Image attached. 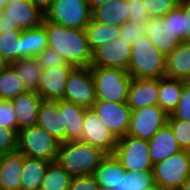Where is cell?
Here are the masks:
<instances>
[{
    "instance_id": "obj_1",
    "label": "cell",
    "mask_w": 190,
    "mask_h": 190,
    "mask_svg": "<svg viewBox=\"0 0 190 190\" xmlns=\"http://www.w3.org/2000/svg\"><path fill=\"white\" fill-rule=\"evenodd\" d=\"M42 25L47 33L48 47L74 67H90L92 51L85 30L67 28L45 18Z\"/></svg>"
},
{
    "instance_id": "obj_2",
    "label": "cell",
    "mask_w": 190,
    "mask_h": 190,
    "mask_svg": "<svg viewBox=\"0 0 190 190\" xmlns=\"http://www.w3.org/2000/svg\"><path fill=\"white\" fill-rule=\"evenodd\" d=\"M107 154L80 140L60 143L57 162L74 176L92 175Z\"/></svg>"
},
{
    "instance_id": "obj_3",
    "label": "cell",
    "mask_w": 190,
    "mask_h": 190,
    "mask_svg": "<svg viewBox=\"0 0 190 190\" xmlns=\"http://www.w3.org/2000/svg\"><path fill=\"white\" fill-rule=\"evenodd\" d=\"M166 56L145 35L132 44L127 72L132 78H160L165 76Z\"/></svg>"
},
{
    "instance_id": "obj_4",
    "label": "cell",
    "mask_w": 190,
    "mask_h": 190,
    "mask_svg": "<svg viewBox=\"0 0 190 190\" xmlns=\"http://www.w3.org/2000/svg\"><path fill=\"white\" fill-rule=\"evenodd\" d=\"M95 84L96 100L127 103L132 77L119 68L90 67Z\"/></svg>"
},
{
    "instance_id": "obj_5",
    "label": "cell",
    "mask_w": 190,
    "mask_h": 190,
    "mask_svg": "<svg viewBox=\"0 0 190 190\" xmlns=\"http://www.w3.org/2000/svg\"><path fill=\"white\" fill-rule=\"evenodd\" d=\"M60 142L36 125L18 131L17 151L26 157L57 161Z\"/></svg>"
},
{
    "instance_id": "obj_6",
    "label": "cell",
    "mask_w": 190,
    "mask_h": 190,
    "mask_svg": "<svg viewBox=\"0 0 190 190\" xmlns=\"http://www.w3.org/2000/svg\"><path fill=\"white\" fill-rule=\"evenodd\" d=\"M153 174L160 190H180L190 175V151L181 150L153 165Z\"/></svg>"
},
{
    "instance_id": "obj_7",
    "label": "cell",
    "mask_w": 190,
    "mask_h": 190,
    "mask_svg": "<svg viewBox=\"0 0 190 190\" xmlns=\"http://www.w3.org/2000/svg\"><path fill=\"white\" fill-rule=\"evenodd\" d=\"M92 18L87 0H53L45 12L47 21L71 29L85 30Z\"/></svg>"
},
{
    "instance_id": "obj_8",
    "label": "cell",
    "mask_w": 190,
    "mask_h": 190,
    "mask_svg": "<svg viewBox=\"0 0 190 190\" xmlns=\"http://www.w3.org/2000/svg\"><path fill=\"white\" fill-rule=\"evenodd\" d=\"M113 154L126 171L144 172L153 169L147 140L125 135L118 139Z\"/></svg>"
},
{
    "instance_id": "obj_9",
    "label": "cell",
    "mask_w": 190,
    "mask_h": 190,
    "mask_svg": "<svg viewBox=\"0 0 190 190\" xmlns=\"http://www.w3.org/2000/svg\"><path fill=\"white\" fill-rule=\"evenodd\" d=\"M64 100L91 108L96 101L95 84L90 67H74L66 80Z\"/></svg>"
},
{
    "instance_id": "obj_10",
    "label": "cell",
    "mask_w": 190,
    "mask_h": 190,
    "mask_svg": "<svg viewBox=\"0 0 190 190\" xmlns=\"http://www.w3.org/2000/svg\"><path fill=\"white\" fill-rule=\"evenodd\" d=\"M168 116L158 105L133 110L127 135L148 141L167 123Z\"/></svg>"
},
{
    "instance_id": "obj_11",
    "label": "cell",
    "mask_w": 190,
    "mask_h": 190,
    "mask_svg": "<svg viewBox=\"0 0 190 190\" xmlns=\"http://www.w3.org/2000/svg\"><path fill=\"white\" fill-rule=\"evenodd\" d=\"M91 110L117 139L127 135L132 113L127 103L96 100Z\"/></svg>"
},
{
    "instance_id": "obj_12",
    "label": "cell",
    "mask_w": 190,
    "mask_h": 190,
    "mask_svg": "<svg viewBox=\"0 0 190 190\" xmlns=\"http://www.w3.org/2000/svg\"><path fill=\"white\" fill-rule=\"evenodd\" d=\"M132 45L117 38L92 51L90 67L119 68L128 70Z\"/></svg>"
},
{
    "instance_id": "obj_13",
    "label": "cell",
    "mask_w": 190,
    "mask_h": 190,
    "mask_svg": "<svg viewBox=\"0 0 190 190\" xmlns=\"http://www.w3.org/2000/svg\"><path fill=\"white\" fill-rule=\"evenodd\" d=\"M80 141L101 149L106 154H113L118 139L100 121L99 117L88 108L85 111L83 131Z\"/></svg>"
},
{
    "instance_id": "obj_14",
    "label": "cell",
    "mask_w": 190,
    "mask_h": 190,
    "mask_svg": "<svg viewBox=\"0 0 190 190\" xmlns=\"http://www.w3.org/2000/svg\"><path fill=\"white\" fill-rule=\"evenodd\" d=\"M73 68L72 64L66 63L42 69L37 94L43 100H64L66 80Z\"/></svg>"
},
{
    "instance_id": "obj_15",
    "label": "cell",
    "mask_w": 190,
    "mask_h": 190,
    "mask_svg": "<svg viewBox=\"0 0 190 190\" xmlns=\"http://www.w3.org/2000/svg\"><path fill=\"white\" fill-rule=\"evenodd\" d=\"M146 26V36L165 56L171 53L183 42L171 28L170 19H164L163 17H150Z\"/></svg>"
},
{
    "instance_id": "obj_16",
    "label": "cell",
    "mask_w": 190,
    "mask_h": 190,
    "mask_svg": "<svg viewBox=\"0 0 190 190\" xmlns=\"http://www.w3.org/2000/svg\"><path fill=\"white\" fill-rule=\"evenodd\" d=\"M158 96L159 78H132L127 105L132 111L150 105H158Z\"/></svg>"
},
{
    "instance_id": "obj_17",
    "label": "cell",
    "mask_w": 190,
    "mask_h": 190,
    "mask_svg": "<svg viewBox=\"0 0 190 190\" xmlns=\"http://www.w3.org/2000/svg\"><path fill=\"white\" fill-rule=\"evenodd\" d=\"M3 11L6 13V17L22 30L39 27L45 18V13L29 0L11 1L7 3Z\"/></svg>"
},
{
    "instance_id": "obj_18",
    "label": "cell",
    "mask_w": 190,
    "mask_h": 190,
    "mask_svg": "<svg viewBox=\"0 0 190 190\" xmlns=\"http://www.w3.org/2000/svg\"><path fill=\"white\" fill-rule=\"evenodd\" d=\"M37 125L44 128L58 142H66V126L59 107V100H42Z\"/></svg>"
},
{
    "instance_id": "obj_19",
    "label": "cell",
    "mask_w": 190,
    "mask_h": 190,
    "mask_svg": "<svg viewBox=\"0 0 190 190\" xmlns=\"http://www.w3.org/2000/svg\"><path fill=\"white\" fill-rule=\"evenodd\" d=\"M149 156L154 165L181 151L168 123L162 126L149 140Z\"/></svg>"
},
{
    "instance_id": "obj_20",
    "label": "cell",
    "mask_w": 190,
    "mask_h": 190,
    "mask_svg": "<svg viewBox=\"0 0 190 190\" xmlns=\"http://www.w3.org/2000/svg\"><path fill=\"white\" fill-rule=\"evenodd\" d=\"M42 98L35 92H25L11 99L17 117V133L20 129L37 124Z\"/></svg>"
},
{
    "instance_id": "obj_21",
    "label": "cell",
    "mask_w": 190,
    "mask_h": 190,
    "mask_svg": "<svg viewBox=\"0 0 190 190\" xmlns=\"http://www.w3.org/2000/svg\"><path fill=\"white\" fill-rule=\"evenodd\" d=\"M126 170L114 154H107L95 169L92 176L102 190H120L122 176Z\"/></svg>"
},
{
    "instance_id": "obj_22",
    "label": "cell",
    "mask_w": 190,
    "mask_h": 190,
    "mask_svg": "<svg viewBox=\"0 0 190 190\" xmlns=\"http://www.w3.org/2000/svg\"><path fill=\"white\" fill-rule=\"evenodd\" d=\"M24 155L18 151L0 156V190H20Z\"/></svg>"
},
{
    "instance_id": "obj_23",
    "label": "cell",
    "mask_w": 190,
    "mask_h": 190,
    "mask_svg": "<svg viewBox=\"0 0 190 190\" xmlns=\"http://www.w3.org/2000/svg\"><path fill=\"white\" fill-rule=\"evenodd\" d=\"M165 76L183 81L190 80V41H183L166 56Z\"/></svg>"
},
{
    "instance_id": "obj_24",
    "label": "cell",
    "mask_w": 190,
    "mask_h": 190,
    "mask_svg": "<svg viewBox=\"0 0 190 190\" xmlns=\"http://www.w3.org/2000/svg\"><path fill=\"white\" fill-rule=\"evenodd\" d=\"M59 107L66 126V142L80 140L88 108L65 100H59Z\"/></svg>"
},
{
    "instance_id": "obj_25",
    "label": "cell",
    "mask_w": 190,
    "mask_h": 190,
    "mask_svg": "<svg viewBox=\"0 0 190 190\" xmlns=\"http://www.w3.org/2000/svg\"><path fill=\"white\" fill-rule=\"evenodd\" d=\"M92 18L102 23L121 27L129 21L128 3L126 0H112L92 11Z\"/></svg>"
},
{
    "instance_id": "obj_26",
    "label": "cell",
    "mask_w": 190,
    "mask_h": 190,
    "mask_svg": "<svg viewBox=\"0 0 190 190\" xmlns=\"http://www.w3.org/2000/svg\"><path fill=\"white\" fill-rule=\"evenodd\" d=\"M9 66L14 70L21 83H23L27 92L37 93L42 68L37 63L35 57L21 58L9 64Z\"/></svg>"
},
{
    "instance_id": "obj_27",
    "label": "cell",
    "mask_w": 190,
    "mask_h": 190,
    "mask_svg": "<svg viewBox=\"0 0 190 190\" xmlns=\"http://www.w3.org/2000/svg\"><path fill=\"white\" fill-rule=\"evenodd\" d=\"M49 161L24 156L20 190H40Z\"/></svg>"
},
{
    "instance_id": "obj_28",
    "label": "cell",
    "mask_w": 190,
    "mask_h": 190,
    "mask_svg": "<svg viewBox=\"0 0 190 190\" xmlns=\"http://www.w3.org/2000/svg\"><path fill=\"white\" fill-rule=\"evenodd\" d=\"M183 80L169 78L167 76L159 78L158 106L168 115L176 108L182 95Z\"/></svg>"
},
{
    "instance_id": "obj_29",
    "label": "cell",
    "mask_w": 190,
    "mask_h": 190,
    "mask_svg": "<svg viewBox=\"0 0 190 190\" xmlns=\"http://www.w3.org/2000/svg\"><path fill=\"white\" fill-rule=\"evenodd\" d=\"M88 45L91 51L98 46L120 38L121 27L108 25L91 18L89 24L85 27Z\"/></svg>"
},
{
    "instance_id": "obj_30",
    "label": "cell",
    "mask_w": 190,
    "mask_h": 190,
    "mask_svg": "<svg viewBox=\"0 0 190 190\" xmlns=\"http://www.w3.org/2000/svg\"><path fill=\"white\" fill-rule=\"evenodd\" d=\"M47 47V33L43 25L22 31L21 58L35 57Z\"/></svg>"
},
{
    "instance_id": "obj_31",
    "label": "cell",
    "mask_w": 190,
    "mask_h": 190,
    "mask_svg": "<svg viewBox=\"0 0 190 190\" xmlns=\"http://www.w3.org/2000/svg\"><path fill=\"white\" fill-rule=\"evenodd\" d=\"M163 18L170 19L171 28L182 41H190V0H180Z\"/></svg>"
},
{
    "instance_id": "obj_32",
    "label": "cell",
    "mask_w": 190,
    "mask_h": 190,
    "mask_svg": "<svg viewBox=\"0 0 190 190\" xmlns=\"http://www.w3.org/2000/svg\"><path fill=\"white\" fill-rule=\"evenodd\" d=\"M71 180L72 176L57 161H53L46 169L40 190H68Z\"/></svg>"
},
{
    "instance_id": "obj_33",
    "label": "cell",
    "mask_w": 190,
    "mask_h": 190,
    "mask_svg": "<svg viewBox=\"0 0 190 190\" xmlns=\"http://www.w3.org/2000/svg\"><path fill=\"white\" fill-rule=\"evenodd\" d=\"M21 33L22 31L0 33V58L7 65L21 59Z\"/></svg>"
},
{
    "instance_id": "obj_34",
    "label": "cell",
    "mask_w": 190,
    "mask_h": 190,
    "mask_svg": "<svg viewBox=\"0 0 190 190\" xmlns=\"http://www.w3.org/2000/svg\"><path fill=\"white\" fill-rule=\"evenodd\" d=\"M25 87L14 70L8 65L0 73V100H11L25 93Z\"/></svg>"
},
{
    "instance_id": "obj_35",
    "label": "cell",
    "mask_w": 190,
    "mask_h": 190,
    "mask_svg": "<svg viewBox=\"0 0 190 190\" xmlns=\"http://www.w3.org/2000/svg\"><path fill=\"white\" fill-rule=\"evenodd\" d=\"M157 188L153 170L144 172L126 171L122 176L120 190H154Z\"/></svg>"
},
{
    "instance_id": "obj_36",
    "label": "cell",
    "mask_w": 190,
    "mask_h": 190,
    "mask_svg": "<svg viewBox=\"0 0 190 190\" xmlns=\"http://www.w3.org/2000/svg\"><path fill=\"white\" fill-rule=\"evenodd\" d=\"M167 120H182L190 122V81H183L182 95L176 108Z\"/></svg>"
},
{
    "instance_id": "obj_37",
    "label": "cell",
    "mask_w": 190,
    "mask_h": 190,
    "mask_svg": "<svg viewBox=\"0 0 190 190\" xmlns=\"http://www.w3.org/2000/svg\"><path fill=\"white\" fill-rule=\"evenodd\" d=\"M149 17H164L174 10L180 0H142Z\"/></svg>"
},
{
    "instance_id": "obj_38",
    "label": "cell",
    "mask_w": 190,
    "mask_h": 190,
    "mask_svg": "<svg viewBox=\"0 0 190 190\" xmlns=\"http://www.w3.org/2000/svg\"><path fill=\"white\" fill-rule=\"evenodd\" d=\"M173 135L182 150L190 151V122L182 120H167Z\"/></svg>"
},
{
    "instance_id": "obj_39",
    "label": "cell",
    "mask_w": 190,
    "mask_h": 190,
    "mask_svg": "<svg viewBox=\"0 0 190 190\" xmlns=\"http://www.w3.org/2000/svg\"><path fill=\"white\" fill-rule=\"evenodd\" d=\"M147 33L146 24H139L137 22H126L121 26L120 39L125 40L128 44H133L140 37L145 36Z\"/></svg>"
},
{
    "instance_id": "obj_40",
    "label": "cell",
    "mask_w": 190,
    "mask_h": 190,
    "mask_svg": "<svg viewBox=\"0 0 190 190\" xmlns=\"http://www.w3.org/2000/svg\"><path fill=\"white\" fill-rule=\"evenodd\" d=\"M0 127L17 132V117L10 100H0Z\"/></svg>"
},
{
    "instance_id": "obj_41",
    "label": "cell",
    "mask_w": 190,
    "mask_h": 190,
    "mask_svg": "<svg viewBox=\"0 0 190 190\" xmlns=\"http://www.w3.org/2000/svg\"><path fill=\"white\" fill-rule=\"evenodd\" d=\"M18 133L15 130L0 127V156L17 151Z\"/></svg>"
},
{
    "instance_id": "obj_42",
    "label": "cell",
    "mask_w": 190,
    "mask_h": 190,
    "mask_svg": "<svg viewBox=\"0 0 190 190\" xmlns=\"http://www.w3.org/2000/svg\"><path fill=\"white\" fill-rule=\"evenodd\" d=\"M37 63L42 69L64 65L67 62L54 49L47 47L43 52L35 56Z\"/></svg>"
},
{
    "instance_id": "obj_43",
    "label": "cell",
    "mask_w": 190,
    "mask_h": 190,
    "mask_svg": "<svg viewBox=\"0 0 190 190\" xmlns=\"http://www.w3.org/2000/svg\"><path fill=\"white\" fill-rule=\"evenodd\" d=\"M128 3V14L130 22L146 24L150 17L142 0H126Z\"/></svg>"
},
{
    "instance_id": "obj_44",
    "label": "cell",
    "mask_w": 190,
    "mask_h": 190,
    "mask_svg": "<svg viewBox=\"0 0 190 190\" xmlns=\"http://www.w3.org/2000/svg\"><path fill=\"white\" fill-rule=\"evenodd\" d=\"M68 190H102L92 175L72 177Z\"/></svg>"
},
{
    "instance_id": "obj_45",
    "label": "cell",
    "mask_w": 190,
    "mask_h": 190,
    "mask_svg": "<svg viewBox=\"0 0 190 190\" xmlns=\"http://www.w3.org/2000/svg\"><path fill=\"white\" fill-rule=\"evenodd\" d=\"M4 11L0 12V33H6L10 31H23L16 23H13L8 17H6Z\"/></svg>"
},
{
    "instance_id": "obj_46",
    "label": "cell",
    "mask_w": 190,
    "mask_h": 190,
    "mask_svg": "<svg viewBox=\"0 0 190 190\" xmlns=\"http://www.w3.org/2000/svg\"><path fill=\"white\" fill-rule=\"evenodd\" d=\"M34 6L45 13L51 6L53 0H29Z\"/></svg>"
},
{
    "instance_id": "obj_47",
    "label": "cell",
    "mask_w": 190,
    "mask_h": 190,
    "mask_svg": "<svg viewBox=\"0 0 190 190\" xmlns=\"http://www.w3.org/2000/svg\"><path fill=\"white\" fill-rule=\"evenodd\" d=\"M87 1H88L91 11H93L95 8L105 5L111 2L112 0H87Z\"/></svg>"
},
{
    "instance_id": "obj_48",
    "label": "cell",
    "mask_w": 190,
    "mask_h": 190,
    "mask_svg": "<svg viewBox=\"0 0 190 190\" xmlns=\"http://www.w3.org/2000/svg\"><path fill=\"white\" fill-rule=\"evenodd\" d=\"M180 190H190V175L186 178Z\"/></svg>"
},
{
    "instance_id": "obj_49",
    "label": "cell",
    "mask_w": 190,
    "mask_h": 190,
    "mask_svg": "<svg viewBox=\"0 0 190 190\" xmlns=\"http://www.w3.org/2000/svg\"><path fill=\"white\" fill-rule=\"evenodd\" d=\"M6 66H8L7 63L0 58V73L6 68Z\"/></svg>"
},
{
    "instance_id": "obj_50",
    "label": "cell",
    "mask_w": 190,
    "mask_h": 190,
    "mask_svg": "<svg viewBox=\"0 0 190 190\" xmlns=\"http://www.w3.org/2000/svg\"><path fill=\"white\" fill-rule=\"evenodd\" d=\"M7 5V0H0V12L4 10Z\"/></svg>"
}]
</instances>
